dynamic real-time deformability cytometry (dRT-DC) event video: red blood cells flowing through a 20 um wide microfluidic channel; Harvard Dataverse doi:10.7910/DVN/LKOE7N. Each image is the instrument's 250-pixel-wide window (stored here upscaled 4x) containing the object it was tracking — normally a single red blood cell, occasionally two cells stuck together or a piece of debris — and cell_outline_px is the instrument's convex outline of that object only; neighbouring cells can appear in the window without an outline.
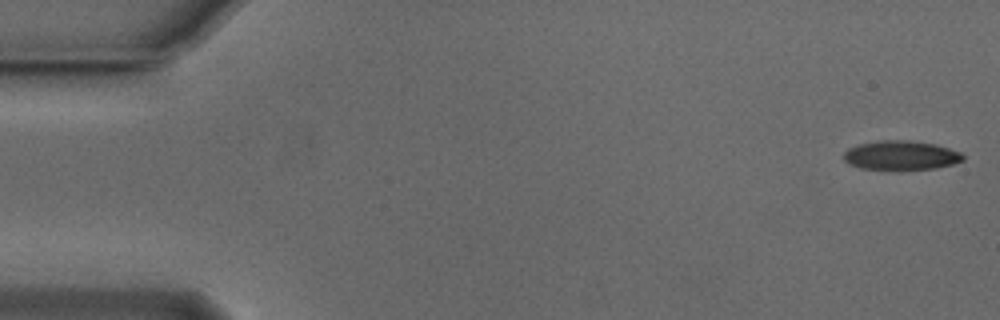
{"species": "Egyptian fruit bat (a non-hibernating species)", "species_latin": "Rousettus aegyptiacus", "temperature_condition": "cold", "stored_images_in_passage": 53, "camera_frame_rate_fps": 3000, "um_per_image_px": 0.085, "animal": {"sex": "male"}, "frame": {"image": 1, "passage_image": 1, "time_ms": 0.0, "image_size_px": [1000, 320], "cell_outline_px": [[964, 160], [952, 164], [936, 168], [896, 172], [888, 172], [860, 168], [848, 164], [844, 160], [844, 152], [848, 148], [860, 144], [880, 140], [908, 140], [936, 144], [960, 152], [964, 156]], "centroid_in_image_um": [76.55, 13.25], "position_along_channel_um": 8.4, "area_um2": 21.1}}
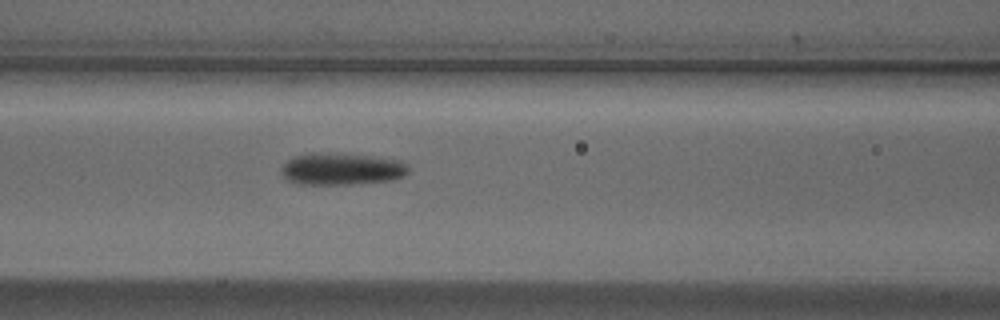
{"frame": {"image": 2, "passage_image": 22, "time_ms": 7.0, "image_size_px": [1000, 320], "cell_outline_px": [[408, 172], [404, 176], [392, 180], [348, 184], [304, 184], [288, 180], [284, 176], [280, 168], [292, 156], [320, 152], [368, 156], [404, 160], [408, 164]], "centroid_in_image_um": [29.07, 14.35], "position_along_channel_um": 137.5, "area_um2": 23.58}}
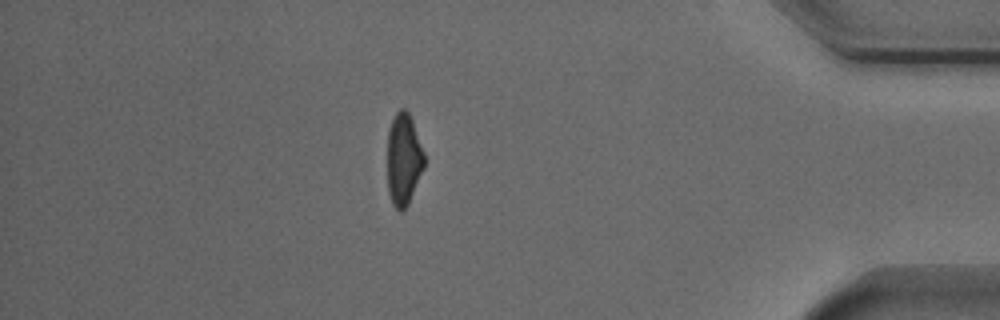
{"frame": {"image": 3, "passage_image": 46, "time_ms": 15.0, "image_size_px": [1000, 320], "cell_outline_px": [[424, 168], [408, 204], [400, 212], [392, 204], [388, 192], [388, 128], [396, 112], [400, 108], [404, 108], [408, 112], [412, 120], [424, 152]], "centroid_in_image_um": [34.3, 13.53], "position_along_channel_um": 400.9, "area_um2": 19.71}, "authors_computed_cell_mechanics": {"area_um2": 21.5016, "velocity_mm_per_s": 3.8282, "shape_relaxation_time_tau1_ms": 3.0361, "shape_relaxation_time_tau2_ms": 4.0118, "deformation_change_tau1": 0.1541, "deformation_change_tau2": 0.1365}}